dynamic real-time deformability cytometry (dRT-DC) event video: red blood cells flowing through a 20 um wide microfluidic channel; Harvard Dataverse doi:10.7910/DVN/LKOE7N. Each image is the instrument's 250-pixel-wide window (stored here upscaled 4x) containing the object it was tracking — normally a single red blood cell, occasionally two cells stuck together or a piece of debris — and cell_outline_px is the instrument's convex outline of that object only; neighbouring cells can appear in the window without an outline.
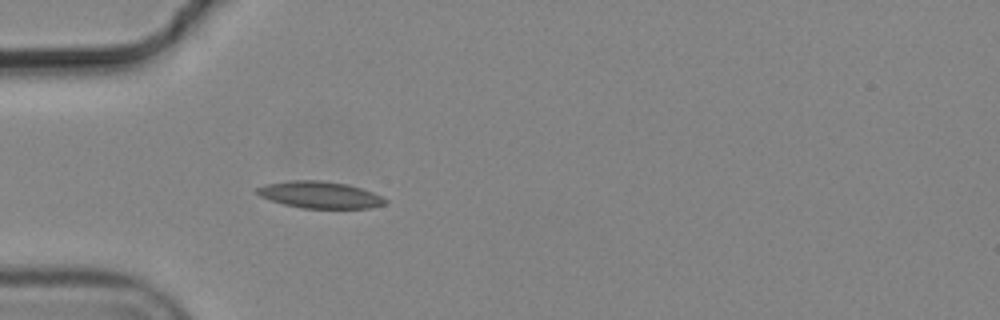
{"species": "common noctule bat (a hibernating species)", "species_latin": "Nyctalus noctula", "temperature_condition": "cold", "stored_images_in_passage": 5, "camera_frame_rate_fps": 3000, "um_per_image_px": 0.085, "animal": {"sex": "male", "body_mass_g": 19.2, "forearm_length_mm": 51.8}, "frame": {"image": 1, "passage_image": 5, "time_ms": 1.333, "image_size_px": [1000, 320], "cell_outline_px": [[388, 200], [384, 204], [368, 208], [304, 208], [284, 204], [260, 196], [256, 192], [256, 188], [264, 184], [292, 180], [320, 180], [348, 184], [372, 192]], "centroid_in_image_um": [27.17, 16.55], "position_along_channel_um": 57.8, "area_um2": 19.83}}